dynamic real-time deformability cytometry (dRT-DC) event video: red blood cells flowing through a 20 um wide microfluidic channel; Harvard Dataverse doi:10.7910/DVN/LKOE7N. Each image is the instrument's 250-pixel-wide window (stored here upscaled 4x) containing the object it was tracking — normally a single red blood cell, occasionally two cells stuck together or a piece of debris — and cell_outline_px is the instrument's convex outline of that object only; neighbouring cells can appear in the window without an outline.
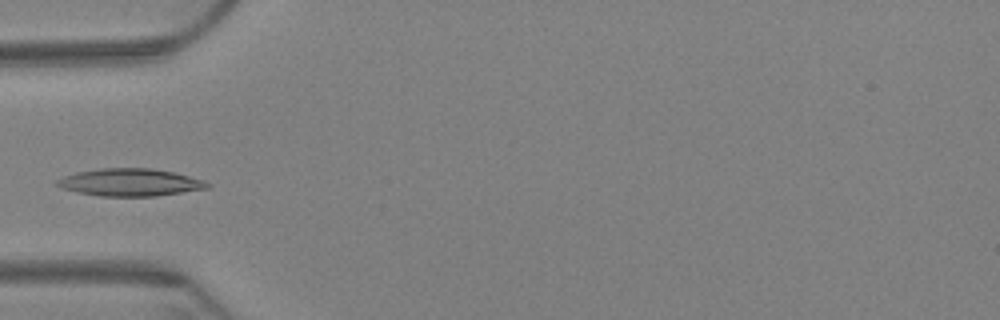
{"species": "Egyptian fruit bat (a non-hibernating species)", "species_latin": "Rousettus aegyptiacus", "temperature_condition": "warm", "stored_images_in_passage": 12, "camera_frame_rate_fps": 3000, "um_per_image_px": 0.085, "animal": {"sex": "female"}, "frame": {"image": 1, "passage_image": 6, "time_ms": 1.667, "image_size_px": [1000, 320], "cell_outline_px": [[212, 184], [208, 188], [156, 196], [100, 196], [76, 192], [52, 184], [56, 180], [64, 176], [76, 172], [100, 168], [152, 168], [172, 172], [204, 180]], "centroid_in_image_um": [11.03, 15.5], "position_along_channel_um": 74.0, "area_um2": 24.04}}
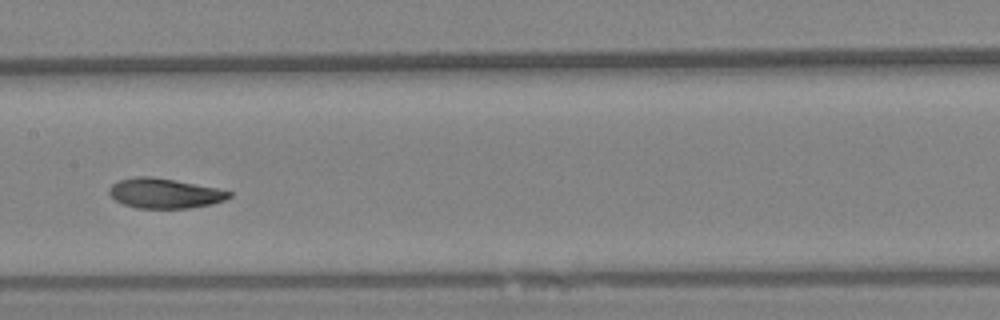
{"frame": {"image": 2, "passage_image": 9, "time_ms": 2.667, "image_size_px": [1000, 320], "cell_outline_px": [[232, 196], [224, 200], [212, 204], [188, 208], [136, 208], [124, 204], [116, 200], [108, 192], [108, 188], [112, 184], [120, 180], [136, 176], [152, 176], [176, 180], [216, 188], [232, 192]], "centroid_in_image_um": [13.99, 16.42], "position_along_channel_um": 193.4, "area_um2": 20.87}}
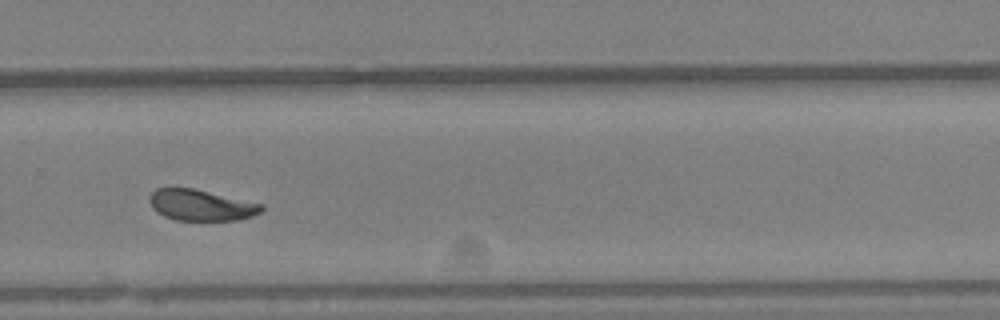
{"frame": {"image": 3, "passage_image": 12, "time_ms": 3.667, "image_size_px": [1000, 320], "cell_outline_px": [[264, 208], [260, 212], [252, 216], [236, 220], [176, 220], [164, 216], [156, 212], [152, 208], [148, 200], [148, 196], [156, 188], [192, 188], [264, 204]], "centroid_in_image_um": [17.06, 17.43], "position_along_channel_um": 312.7, "area_um2": 20.29}}